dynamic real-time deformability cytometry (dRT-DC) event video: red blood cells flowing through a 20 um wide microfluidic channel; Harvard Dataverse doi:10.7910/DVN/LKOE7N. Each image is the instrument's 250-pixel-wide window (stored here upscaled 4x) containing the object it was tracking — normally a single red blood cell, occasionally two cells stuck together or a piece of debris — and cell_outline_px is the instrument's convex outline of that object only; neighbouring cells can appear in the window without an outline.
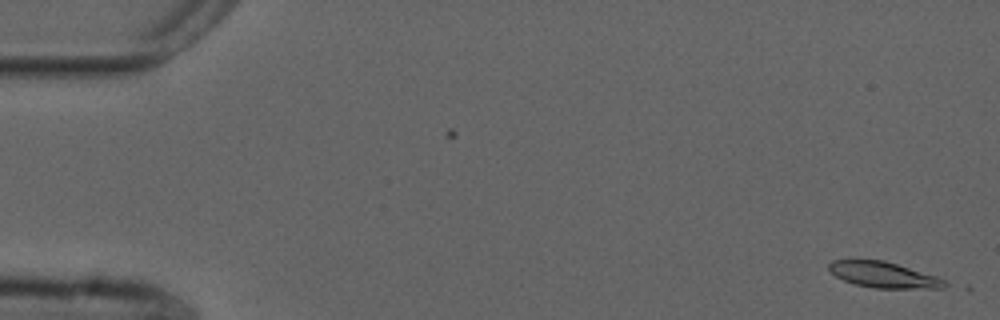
{"species": "common noctule bat (a hibernating species)", "species_latin": "Nyctalus noctula", "temperature_condition": "cold", "stored_images_in_passage": 10, "camera_frame_rate_fps": 3000, "um_per_image_px": 0.085, "animal": {"sex": "male", "forearm_length_mm": 52.5}, "frame": {"image": 1, "passage_image": 1, "time_ms": 0.0, "image_size_px": [1000, 320], "cell_outline_px": [[952, 284], [944, 288], [872, 288], [856, 284], [844, 280], [836, 276], [828, 268], [828, 264], [832, 260], [884, 260], [936, 276]], "centroid_in_image_um": [75.14, 23.36], "position_along_channel_um": 9.9, "area_um2": 17.34}}